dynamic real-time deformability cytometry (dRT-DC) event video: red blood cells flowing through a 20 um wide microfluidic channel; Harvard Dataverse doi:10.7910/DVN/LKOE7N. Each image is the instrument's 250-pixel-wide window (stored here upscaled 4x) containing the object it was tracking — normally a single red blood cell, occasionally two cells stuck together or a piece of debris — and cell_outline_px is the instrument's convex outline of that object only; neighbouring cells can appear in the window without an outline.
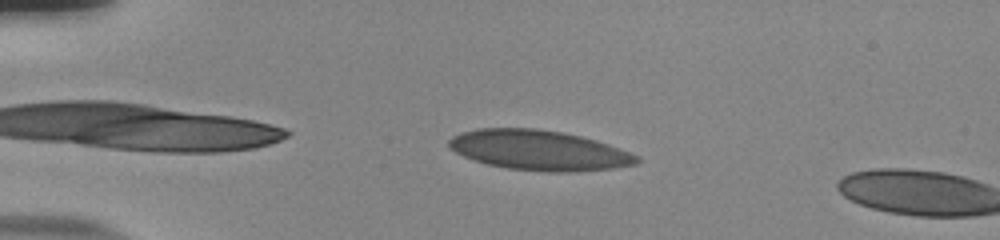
{"species": "human", "species_latin": "Homo sapiens", "temperature_condition": "room temperature", "stored_images_in_passage": 7, "camera_frame_rate_fps": 3000, "um_per_image_px": 0.085, "donor": {"sex": "male"}, "frame": {"image": 1, "passage_image": 4, "time_ms": 1.0, "image_size_px": [1000, 240], "cell_outline_px": [[640, 160], [636, 164], [612, 168], [568, 172], [548, 172], [508, 168], [488, 164], [464, 156], [456, 152], [448, 144], [448, 140], [452, 136], [476, 128], [536, 128], [560, 132], [580, 136], [596, 140], [608, 144], [628, 152], [636, 156]], "centroid_in_image_um": [45.8, 12.76], "position_along_channel_um": 39.2, "area_um2": 43.29}}